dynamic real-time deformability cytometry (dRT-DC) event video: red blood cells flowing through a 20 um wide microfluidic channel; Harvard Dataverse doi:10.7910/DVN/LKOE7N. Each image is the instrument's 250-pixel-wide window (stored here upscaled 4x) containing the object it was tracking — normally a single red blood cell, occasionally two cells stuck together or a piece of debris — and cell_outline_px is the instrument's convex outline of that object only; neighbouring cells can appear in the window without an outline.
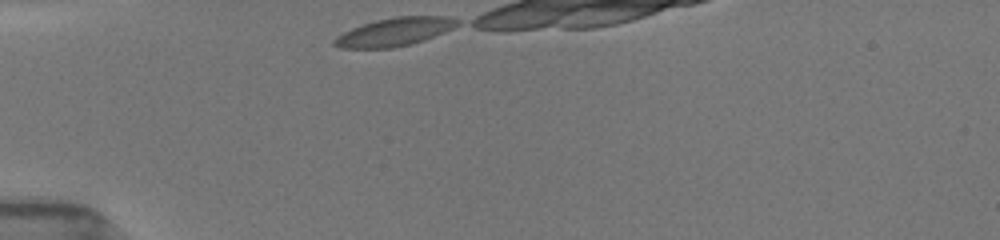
{"species": "common noctule bat (a hibernating species)", "species_latin": "Nyctalus noctula", "temperature_condition": "room temperature", "stored_images_in_passage": 9, "camera_frame_rate_fps": 3000, "um_per_image_px": 0.085, "animal": {"sex": "female", "body_mass_g": 19.5, "forearm_length_mm": 54.1}, "frame": {"image": 1, "passage_image": 1, "time_ms": 0.0, "image_size_px": [1000, 240], "cell_outline_px": [[460, 24], [444, 32], [424, 40], [412, 44], [392, 48], [340, 48], [332, 44], [332, 40], [336, 36], [352, 28], [376, 20], [396, 16], [448, 16], [460, 20]], "centroid_in_image_um": [33.54, 2.71], "position_along_channel_um": 51.5, "area_um2": 20.29}}
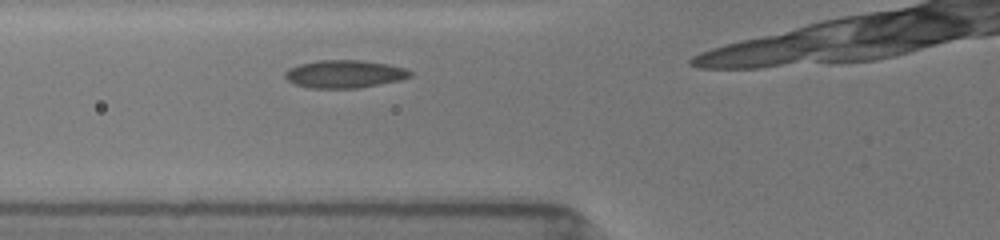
{"frame": {"image": 2, "passage_image": 5, "time_ms": 1.667, "image_size_px": [1000, 240], "cell_outline_px": [[412, 76], [400, 80], [356, 88], [312, 88], [296, 84], [288, 80], [284, 76], [284, 72], [288, 68], [300, 64], [316, 60], [360, 60], [384, 64], [404, 68], [412, 72]], "centroid_in_image_um": [29.25, 6.28], "position_along_channel_um": 96.6, "area_um2": 20.06}}